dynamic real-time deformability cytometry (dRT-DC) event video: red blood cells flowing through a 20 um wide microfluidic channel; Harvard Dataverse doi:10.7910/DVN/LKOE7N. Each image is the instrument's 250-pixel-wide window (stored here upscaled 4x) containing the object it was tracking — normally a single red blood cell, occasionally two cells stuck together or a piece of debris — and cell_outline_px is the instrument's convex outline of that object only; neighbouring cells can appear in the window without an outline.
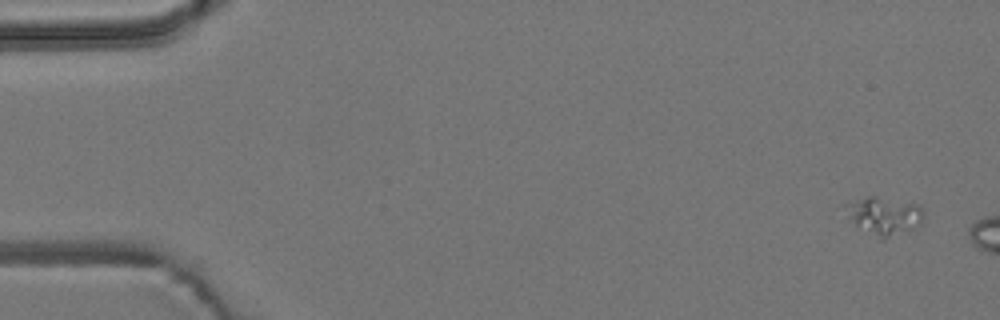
{"species": "common noctule bat (a hibernating species)", "species_latin": "Nyctalus noctula", "temperature_condition": "room temperature", "stored_images_in_passage": 2, "camera_frame_rate_fps": 3000, "um_per_image_px": 0.085, "animal": {"sex": "male", "body_mass_g": 19.2, "forearm_length_mm": 51.8}, "frame": {"image": 1, "passage_image": 1, "time_ms": 0.0, "image_size_px": [1000, 320], "cell_outline_px": [[924, 216], [920, 224], [912, 228], [884, 240], [880, 240], [856, 224], [848, 216], [844, 204], [868, 196], [872, 196], [920, 204], [924, 212]], "centroid_in_image_um": [75.18, 18.34], "position_along_channel_um": 9.8, "area_um2": 16.99}}